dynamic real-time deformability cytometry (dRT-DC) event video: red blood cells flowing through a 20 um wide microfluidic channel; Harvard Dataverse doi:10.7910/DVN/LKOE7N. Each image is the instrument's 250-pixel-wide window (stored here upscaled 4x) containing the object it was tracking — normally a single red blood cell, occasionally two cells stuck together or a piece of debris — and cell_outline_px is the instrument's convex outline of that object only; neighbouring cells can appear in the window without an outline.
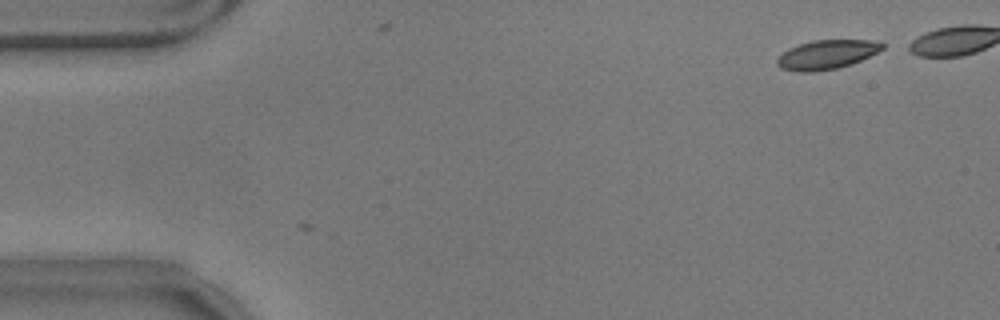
{"species": "common noctule bat (a hibernating species)", "species_latin": "Nyctalus noctula", "temperature_condition": "warm", "stored_images_in_passage": 5, "camera_frame_rate_fps": 3000, "um_per_image_px": 0.085, "animal": {"sex": "male", "body_mass_g": 17.9}, "frame": {"image": 1, "passage_image": 5, "time_ms": 1.333, "image_size_px": [1000, 320], "cell_outline_px": [[884, 48], [860, 60], [836, 68], [816, 72], [800, 72], [780, 68], [776, 64], [776, 60], [788, 48], [812, 40], [876, 40], [884, 44]], "centroid_in_image_um": [70.24, 4.63], "position_along_channel_um": 14.8, "area_um2": 17.69}}